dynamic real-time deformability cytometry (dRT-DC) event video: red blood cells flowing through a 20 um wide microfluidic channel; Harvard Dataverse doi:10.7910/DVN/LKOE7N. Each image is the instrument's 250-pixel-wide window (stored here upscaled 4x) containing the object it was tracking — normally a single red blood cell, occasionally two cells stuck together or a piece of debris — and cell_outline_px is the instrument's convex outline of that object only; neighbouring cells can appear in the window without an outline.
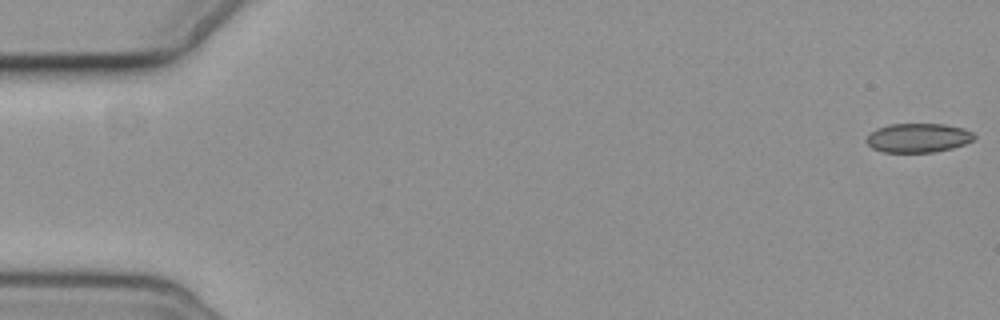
{"species": "common noctule bat (a hibernating species)", "species_latin": "Nyctalus noctula", "temperature_condition": "cold", "stored_images_in_passage": 10, "camera_frame_rate_fps": 3000, "um_per_image_px": 0.085, "animal": {"sex": "female", "body_mass_g": 19.3, "forearm_length_mm": 54.1}, "frame": {"image": 1, "passage_image": 1, "time_ms": 0.0, "image_size_px": [1000, 320], "cell_outline_px": [[976, 136], [972, 140], [964, 144], [952, 148], [936, 152], [884, 152], [872, 148], [864, 140], [868, 132], [876, 128], [888, 124], [944, 124], [964, 128], [972, 132]], "centroid_in_image_um": [77.99, 11.71], "position_along_channel_um": 7.0, "area_um2": 18.5}}
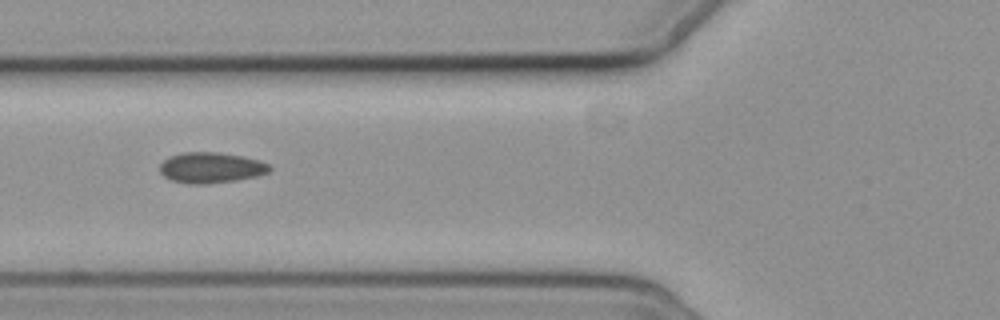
{"frame": {"image": 2, "passage_image": 6, "time_ms": 7.0, "image_size_px": [1000, 320], "cell_outline_px": [[272, 168], [268, 172], [256, 176], [236, 180], [208, 184], [188, 184], [168, 180], [160, 172], [160, 164], [168, 156], [184, 152], [220, 152], [244, 156], [260, 160], [268, 164]], "centroid_in_image_um": [17.91, 14.25], "position_along_channel_um": 107.9, "area_um2": 19.88}}
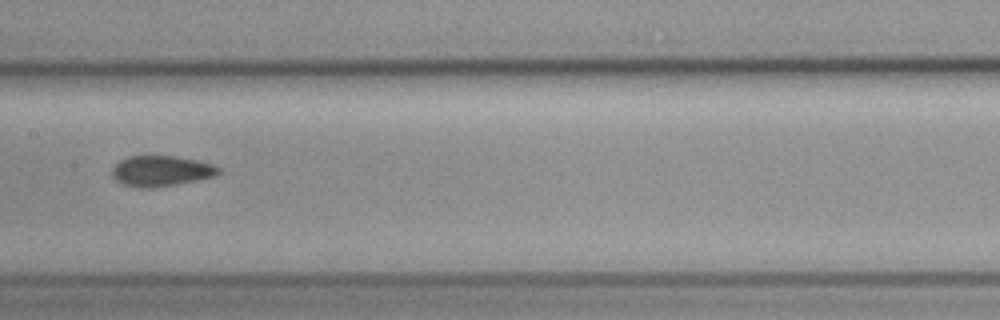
{"frame": {"image": 3, "passage_image": 8, "time_ms": 9.333, "image_size_px": [1000, 320], "cell_outline_px": [[220, 172], [216, 176], [196, 180], [152, 188], [148, 188], [124, 184], [116, 180], [112, 176], [112, 168], [120, 160], [128, 156], [176, 156], [196, 160], [212, 164], [220, 168]], "centroid_in_image_um": [13.7, 14.52], "position_along_channel_um": 193.7, "area_um2": 18.73}}